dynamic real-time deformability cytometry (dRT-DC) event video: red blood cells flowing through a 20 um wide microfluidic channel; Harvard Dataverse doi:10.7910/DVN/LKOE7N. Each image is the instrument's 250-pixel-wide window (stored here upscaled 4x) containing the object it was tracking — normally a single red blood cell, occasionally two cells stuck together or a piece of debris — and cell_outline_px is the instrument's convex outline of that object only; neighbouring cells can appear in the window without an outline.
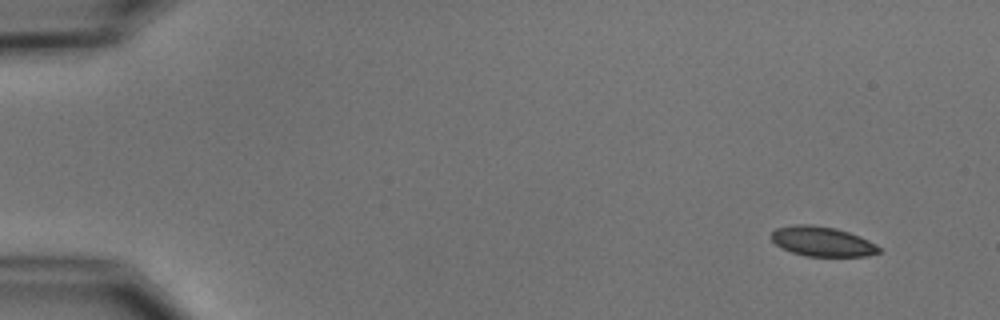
{"species": "common noctule bat (a hibernating species)", "species_latin": "Nyctalus noctula", "temperature_condition": "cold", "stored_images_in_passage": 4, "camera_frame_rate_fps": 3000, "um_per_image_px": 0.085, "animal": {"sex": "male", "body_mass_g": 15.6}, "frame": {"image": 1, "passage_image": 1, "time_ms": 0.0, "image_size_px": [1000, 320], "cell_outline_px": [[880, 252], [868, 256], [804, 256], [792, 252], [776, 244], [768, 236], [776, 228], [792, 224], [812, 224], [836, 228], [860, 236], [876, 244], [880, 248]], "centroid_in_image_um": [69.87, 20.51], "position_along_channel_um": 15.1, "area_um2": 18.79}}